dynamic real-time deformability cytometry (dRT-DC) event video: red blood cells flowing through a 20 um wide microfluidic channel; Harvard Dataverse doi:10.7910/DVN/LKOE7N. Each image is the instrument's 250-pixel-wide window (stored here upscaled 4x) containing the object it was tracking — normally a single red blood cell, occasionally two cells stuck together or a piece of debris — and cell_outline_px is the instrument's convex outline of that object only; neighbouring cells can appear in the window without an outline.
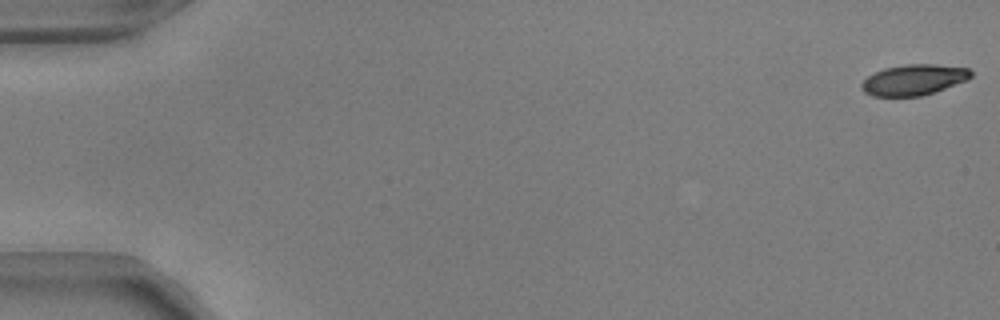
{"species": "common noctule bat (a hibernating species)", "species_latin": "Nyctalus noctula", "temperature_condition": "warm", "stored_images_in_passage": 13, "camera_frame_rate_fps": 3000, "um_per_image_px": 0.085, "animal": {"sex": "male", "body_mass_g": 17.9, "forearm_length_mm": 54.2}, "frame": {"image": 1, "passage_image": 1, "time_ms": 0.0, "image_size_px": [1000, 320], "cell_outline_px": [[972, 76], [964, 80], [944, 88], [920, 96], [872, 96], [864, 92], [860, 88], [860, 84], [868, 76], [884, 68], [904, 64], [936, 64], [968, 68], [972, 72]], "centroid_in_image_um": [77.62, 6.77], "position_along_channel_um": 7.4, "area_um2": 19.36}}